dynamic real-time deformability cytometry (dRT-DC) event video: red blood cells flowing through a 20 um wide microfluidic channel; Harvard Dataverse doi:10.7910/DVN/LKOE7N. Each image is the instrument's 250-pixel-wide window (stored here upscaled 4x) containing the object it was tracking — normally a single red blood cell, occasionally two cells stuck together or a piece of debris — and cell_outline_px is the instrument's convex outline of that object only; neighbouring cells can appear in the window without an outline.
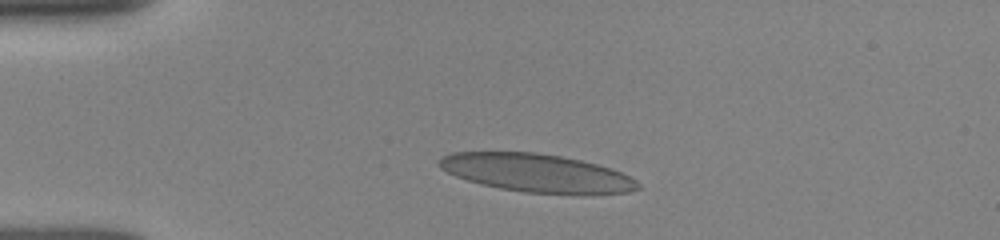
{"species": "human", "species_latin": "Homo sapiens", "temperature_condition": "room temperature", "stored_images_in_passage": 33, "camera_frame_rate_fps": 3000, "um_per_image_px": 0.085, "donor": {"sex": "female"}, "frame": {"image": 1, "passage_image": 1, "time_ms": 0.0, "image_size_px": [1000, 240], "cell_outline_px": [[640, 188], [628, 192], [584, 196], [580, 196], [524, 192], [500, 188], [480, 184], [456, 176], [440, 168], [436, 164], [436, 160], [440, 156], [452, 152], [536, 152], [560, 156], [580, 160], [596, 164], [620, 172], [636, 180], [640, 184]], "centroid_in_image_um": [45.61, 14.73], "position_along_channel_um": 39.4, "area_um2": 44.85}}
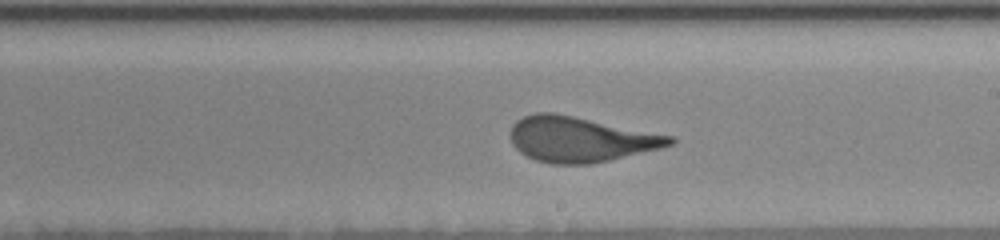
{"frame": {"image": 2, "passage_image": 19, "time_ms": 6.0, "image_size_px": [1000, 240], "cell_outline_px": [[676, 140], [672, 144], [660, 148], [592, 164], [552, 164], [536, 160], [520, 152], [512, 144], [512, 124], [516, 120], [524, 116], [536, 112], [552, 112], [676, 136]], "centroid_in_image_um": [49.34, 11.84], "position_along_channel_um": 239.7, "area_um2": 41.85}}
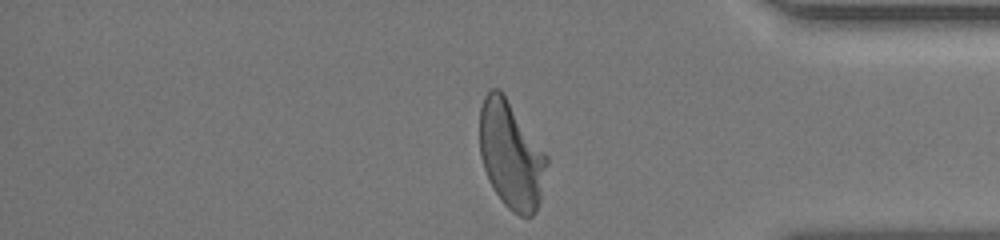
{"frame": {"image": 3, "passage_image": 32, "time_ms": 10.333, "image_size_px": [1000, 240], "cell_outline_px": [[548, 164], [540, 200], [536, 212], [532, 216], [520, 216], [512, 212], [504, 204], [496, 192], [484, 168], [480, 156], [480, 108], [484, 96], [488, 88], [500, 88], [504, 92], [548, 156]], "centroid_in_image_um": [43.45, 13.13], "position_along_channel_um": 391.7, "area_um2": 42.25}, "authors_computed_cell_mechanics": {"area_um2": 42.1362, "velocity_mm_per_s": 3.9064, "shape_relaxation_time_tau1_ms": 4.445, "shape_relaxation_time_tau2_ms": null, "deformation_change_tau1": 0.196, "deformation_change_tau2": null}}